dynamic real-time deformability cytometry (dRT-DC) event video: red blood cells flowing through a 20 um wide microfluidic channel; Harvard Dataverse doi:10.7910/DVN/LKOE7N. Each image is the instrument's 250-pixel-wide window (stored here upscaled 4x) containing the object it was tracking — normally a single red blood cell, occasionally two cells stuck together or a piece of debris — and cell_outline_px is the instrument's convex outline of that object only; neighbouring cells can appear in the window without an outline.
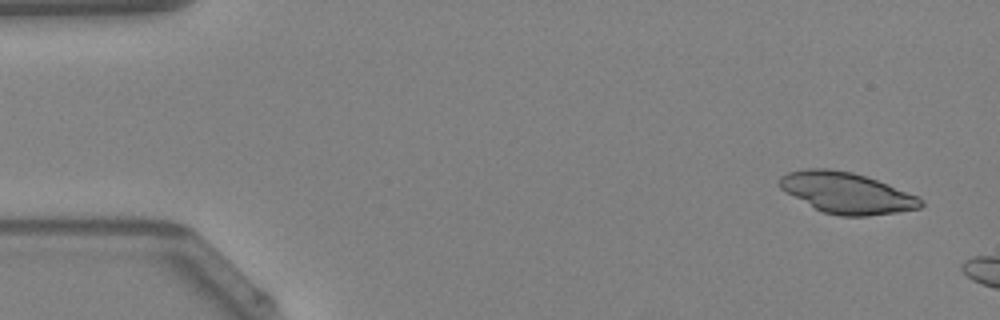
{"species": "Egyptian fruit bat (a non-hibernating species)", "species_latin": "Rousettus aegyptiacus", "temperature_condition": "warm", "stored_images_in_passage": 12, "camera_frame_rate_fps": 3000, "um_per_image_px": 0.085, "animal": {"sex": "female"}, "frame": {"image": 1, "passage_image": 2, "time_ms": 0.333, "image_size_px": [1000, 320], "cell_outline_px": [[924, 204], [920, 208], [896, 212], [868, 216], [840, 216], [824, 212], [784, 192], [776, 184], [776, 180], [780, 176], [788, 172], [808, 168], [828, 168], [852, 172], [888, 184], [916, 196], [924, 200]], "centroid_in_image_um": [71.92, 16.38], "position_along_channel_um": 13.1, "area_um2": 33.64}}